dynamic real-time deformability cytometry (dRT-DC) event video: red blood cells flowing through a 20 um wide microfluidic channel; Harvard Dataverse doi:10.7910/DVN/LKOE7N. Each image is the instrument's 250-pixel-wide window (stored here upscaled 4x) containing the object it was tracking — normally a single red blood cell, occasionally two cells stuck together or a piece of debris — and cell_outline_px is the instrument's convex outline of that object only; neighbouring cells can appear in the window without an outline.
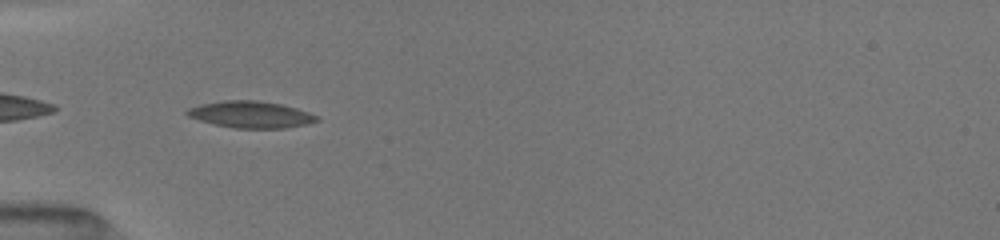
{"species": "common noctule bat (a hibernating species)", "species_latin": "Nyctalus noctula", "temperature_condition": "room temperature", "stored_images_in_passage": 9, "camera_frame_rate_fps": 3000, "um_per_image_px": 0.085, "animal": {"sex": "female", "body_mass_g": 19.5, "forearm_length_mm": 54.1}, "frame": {"image": 1, "passage_image": 4, "time_ms": 0.667, "image_size_px": [1000, 240], "cell_outline_px": [[316, 120], [304, 124], [284, 128], [236, 128], [216, 124], [200, 120], [188, 116], [184, 112], [188, 108], [204, 104], [228, 100], [252, 100], [280, 104], [316, 116]], "centroid_in_image_um": [21.23, 9.74], "position_along_channel_um": 63.8, "area_um2": 19.31}}
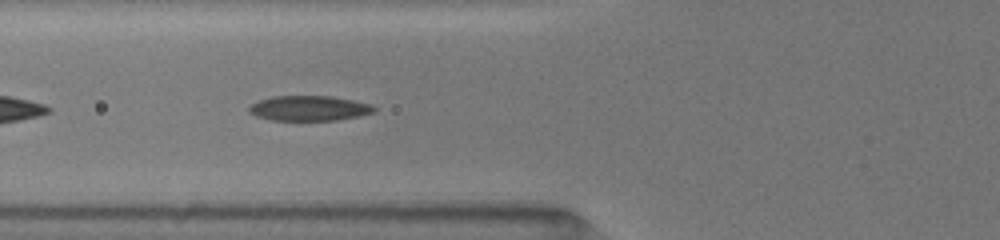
{"frame": {"image": 2, "passage_image": 9, "time_ms": 1.667, "image_size_px": [1000, 240], "cell_outline_px": [[376, 108], [372, 112], [356, 116], [336, 120], [272, 120], [260, 116], [252, 112], [248, 108], [252, 104], [260, 100], [272, 96], [328, 96], [352, 100], [368, 104]], "centroid_in_image_um": [26.26, 9.19], "position_along_channel_um": 99.5, "area_um2": 17.69}}